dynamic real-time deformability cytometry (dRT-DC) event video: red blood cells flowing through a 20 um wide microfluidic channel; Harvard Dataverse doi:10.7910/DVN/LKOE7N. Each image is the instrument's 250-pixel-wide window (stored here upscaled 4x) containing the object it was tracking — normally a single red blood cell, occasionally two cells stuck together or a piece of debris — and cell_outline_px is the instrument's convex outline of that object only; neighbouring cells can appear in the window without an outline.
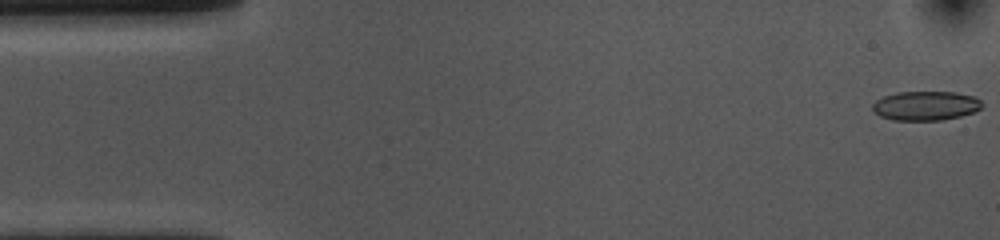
{"species": "common noctule bat (a hibernating species)", "species_latin": "Nyctalus noctula", "temperature_condition": "cold", "stored_images_in_passage": 54, "camera_frame_rate_fps": 3000, "um_per_image_px": 0.085, "animal": {"sex": "female", "body_mass_g": 10.0, "forearm_length_mm": 53.1}, "frame": {"image": 1, "passage_image": 1, "time_ms": 0.0, "image_size_px": [1000, 240], "cell_outline_px": [[984, 104], [980, 108], [972, 112], [960, 116], [940, 120], [892, 120], [880, 116], [872, 108], [872, 104], [876, 100], [884, 96], [896, 92], [956, 92], [972, 96], [980, 100]], "centroid_in_image_um": [78.66, 8.98], "position_along_channel_um": 6.3, "area_um2": 18.55}}
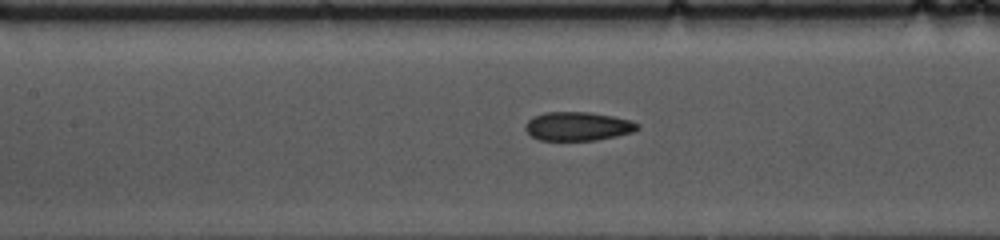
{"frame": {"image": 2, "passage_image": 23, "time_ms": 7.333, "image_size_px": [1000, 240], "cell_outline_px": [[640, 128], [632, 132], [616, 136], [596, 140], [540, 140], [532, 136], [524, 128], [524, 124], [532, 116], [544, 112], [588, 112], [612, 116], [632, 120], [640, 124]], "centroid_in_image_um": [49.11, 10.73], "position_along_channel_um": 158.3, "area_um2": 18.9}}
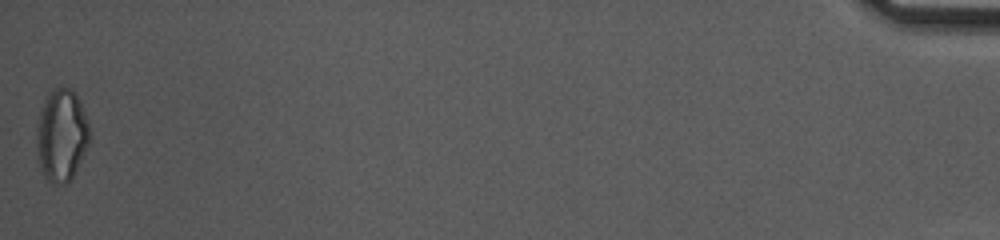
{"frame": {"image": 3, "passage_image": 54, "time_ms": 17.667, "image_size_px": [1000, 240], "cell_outline_px": [[88, 144], [72, 180], [68, 184], [52, 184], [44, 176], [36, 160], [36, 128], [40, 112], [44, 100], [60, 84], [72, 88], [80, 100], [88, 120]], "centroid_in_image_um": [5.21, 11.52], "position_along_channel_um": 430.0, "area_um2": 28.96}, "authors_computed_cell_mechanics": {"area_um2": 19.3341, "velocity_mm_per_s": 3.6351, "shape_relaxation_time_tau1_ms": 6.1518, "shape_relaxation_time_tau2_ms": 3.7357, "deformation_change_tau1": 0.1521, "deformation_change_tau2": 0.0976}}